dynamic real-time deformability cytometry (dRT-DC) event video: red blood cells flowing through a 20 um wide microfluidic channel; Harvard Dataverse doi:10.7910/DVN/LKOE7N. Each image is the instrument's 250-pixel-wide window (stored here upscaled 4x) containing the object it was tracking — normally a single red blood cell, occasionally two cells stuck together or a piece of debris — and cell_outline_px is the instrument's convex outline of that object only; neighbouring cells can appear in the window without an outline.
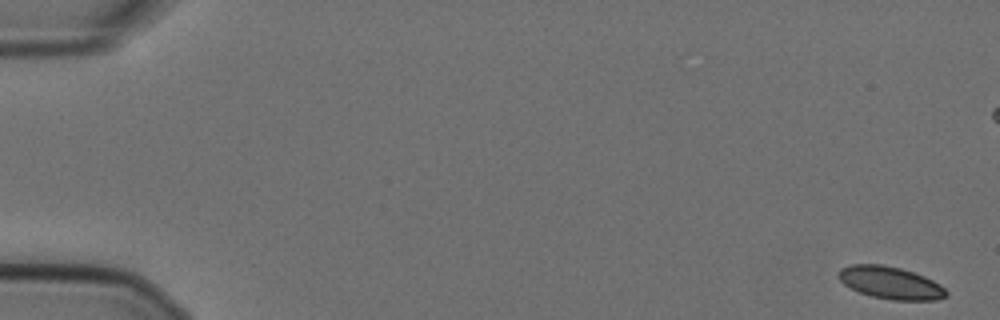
{"species": "Egyptian fruit bat (a non-hibernating species)", "species_latin": "Rousettus aegyptiacus", "temperature_condition": "cold", "stored_images_in_passage": 57, "camera_frame_rate_fps": 3000, "um_per_image_px": 0.085, "animal": {"sex": "female"}, "frame": {"image": 1, "passage_image": 1, "time_ms": 0.0, "image_size_px": [1000, 320], "cell_outline_px": [[948, 296], [936, 300], [892, 300], [872, 296], [860, 292], [844, 284], [836, 276], [840, 268], [852, 264], [880, 264], [900, 268], [924, 276], [940, 284], [948, 292]], "centroid_in_image_um": [75.69, 24.03], "position_along_channel_um": 9.3, "area_um2": 20.29}}
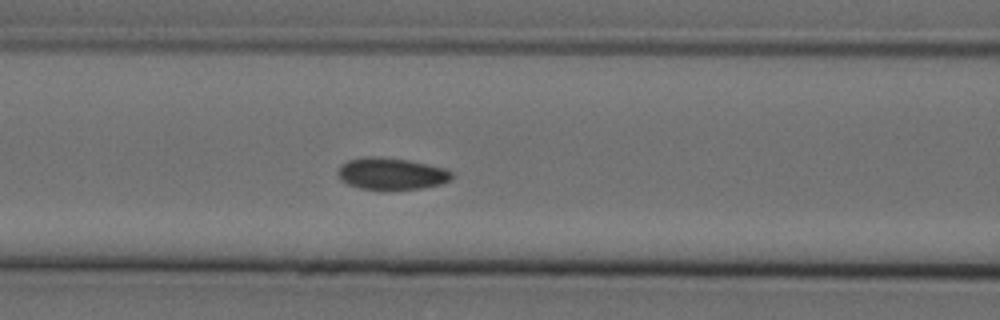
{"frame": {"image": 2, "passage_image": 24, "time_ms": 7.667, "image_size_px": [1000, 320], "cell_outline_px": [[452, 176], [448, 180], [440, 184], [420, 188], [360, 188], [348, 184], [340, 180], [336, 172], [340, 164], [348, 160], [368, 156], [376, 156], [408, 160], [428, 164], [444, 168], [452, 172]], "centroid_in_image_um": [33.21, 14.73], "position_along_channel_um": 133.4, "area_um2": 20.75}}
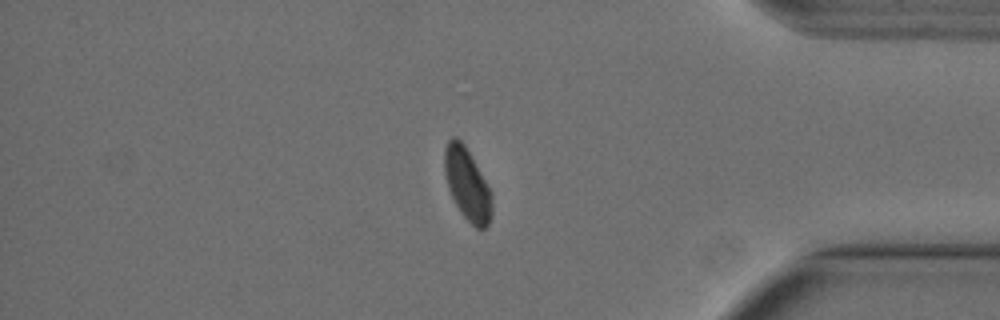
{"frame": {"image": 3, "passage_image": 48, "time_ms": 15.667, "image_size_px": [1000, 320], "cell_outline_px": [[492, 216], [488, 224], [484, 228], [476, 228], [460, 212], [448, 188], [444, 168], [444, 148], [448, 140], [452, 136], [456, 136], [464, 144], [492, 192]], "centroid_in_image_um": [39.71, 15.65], "position_along_channel_um": 395.5, "area_um2": 19.83}, "authors_computed_cell_mechanics": {"area_um2": 20.808, "velocity_mm_per_s": 3.5871, "shape_relaxation_time_tau1_ms": 5.5198, "shape_relaxation_time_tau2_ms": 5.5476, "deformation_change_tau1": 0.1014, "deformation_change_tau2": 0.0515}}